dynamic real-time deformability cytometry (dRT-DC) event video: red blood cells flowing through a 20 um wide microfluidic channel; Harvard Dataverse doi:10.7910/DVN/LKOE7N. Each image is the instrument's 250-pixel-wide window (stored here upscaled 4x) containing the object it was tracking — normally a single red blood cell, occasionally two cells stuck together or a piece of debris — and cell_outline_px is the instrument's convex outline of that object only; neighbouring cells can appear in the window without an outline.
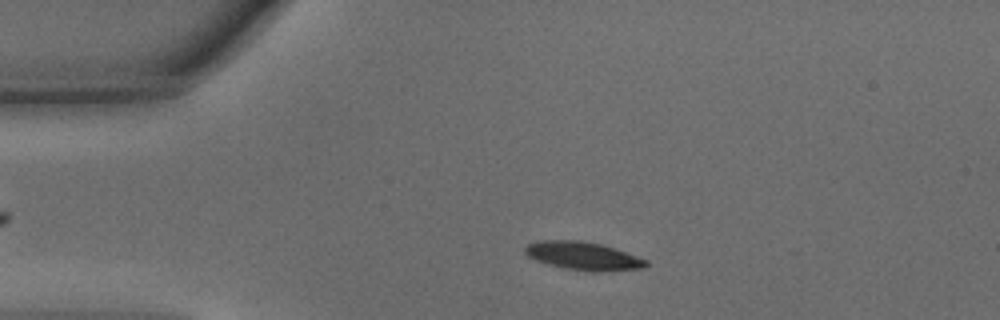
{"species": "common noctule bat (a hibernating species)", "species_latin": "Nyctalus noctula", "temperature_condition": "warm", "stored_images_in_passage": 36, "camera_frame_rate_fps": 3000, "um_per_image_px": 0.085, "animal": {"sex": "male", "body_mass_g": 15.6}, "frame": {"image": 1, "passage_image": 7, "time_ms": 2.0, "image_size_px": [1000, 320], "cell_outline_px": [[648, 264], [644, 268], [596, 272], [592, 272], [564, 268], [548, 264], [536, 260], [528, 256], [524, 252], [524, 248], [528, 244], [544, 240], [580, 240], [600, 244], [648, 260]], "centroid_in_image_um": [49.55, 21.76], "position_along_channel_um": 35.4, "area_um2": 19.65}}
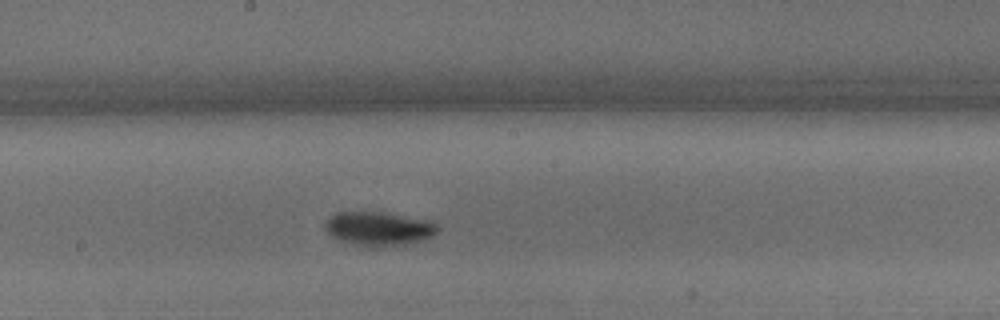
{"frame": {"image": 2, "passage_image": 22, "time_ms": 7.0, "image_size_px": [1000, 320], "cell_outline_px": [[440, 228], [432, 236], [420, 240], [404, 244], [384, 248], [368, 248], [352, 244], [340, 240], [332, 236], [324, 228], [324, 224], [328, 216], [336, 212], [380, 212], [436, 224]], "centroid_in_image_um": [32.07, 19.47], "position_along_channel_um": 216.1, "area_um2": 21.96}}
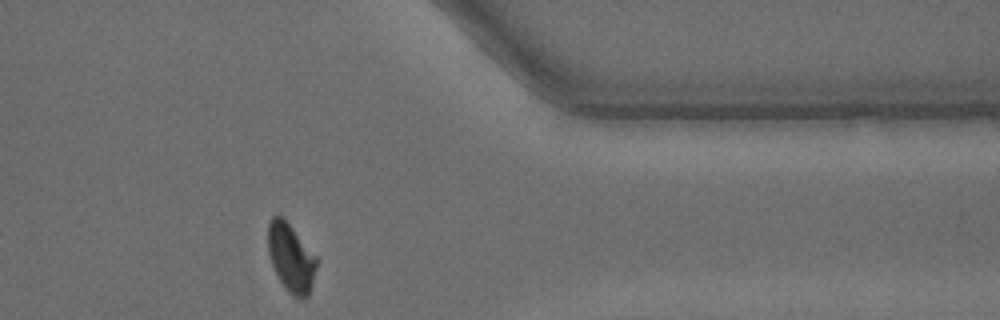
{"frame": {"image": 3, "passage_image": 35, "time_ms": 11.333, "image_size_px": [1000, 320], "cell_outline_px": [[316, 268], [312, 284], [308, 296], [292, 296], [288, 292], [280, 280], [272, 264], [268, 252], [268, 220], [272, 216], [280, 216], [292, 228], [316, 256]], "centroid_in_image_um": [24.71, 21.9], "position_along_channel_um": 386.7, "area_um2": 18.79}, "authors_computed_cell_mechanics": {"area_um2": 20.4612, "velocity_mm_per_s": 4.3242, "shape_relaxation_time_tau1_ms": 2.7946, "shape_relaxation_time_tau2_ms": 3.4807, "deformation_change_tau1": 0.1477, "deformation_change_tau2": 0.0849}}